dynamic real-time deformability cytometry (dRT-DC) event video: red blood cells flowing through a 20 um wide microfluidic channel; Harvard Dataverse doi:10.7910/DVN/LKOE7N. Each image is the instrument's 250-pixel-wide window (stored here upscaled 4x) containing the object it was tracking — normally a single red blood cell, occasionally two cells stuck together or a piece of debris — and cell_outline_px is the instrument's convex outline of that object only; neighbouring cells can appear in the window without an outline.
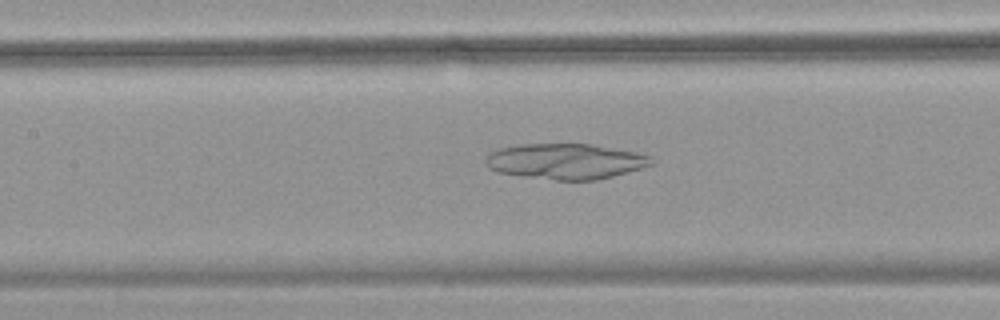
{"species": "common noctule bat (a hibernating species)", "species_latin": "Nyctalus noctula", "temperature_condition": "warm", "stored_images_in_passage": 36, "camera_frame_rate_fps": 3000, "um_per_image_px": 0.085, "animal": {"sex": "female", "body_mass_g": 18.4}, "frame": {"image": 1, "passage_image": 17, "time_ms": 5.333, "image_size_px": [1000, 320], "cell_outline_px": [[656, 164], [612, 176], [596, 180], [556, 180], [524, 176], [496, 172], [488, 168], [488, 152], [500, 148], [520, 144], [592, 144], [652, 156]], "centroid_in_image_um": [48.09, 13.71], "position_along_channel_um": 159.3, "area_um2": 34.16}}
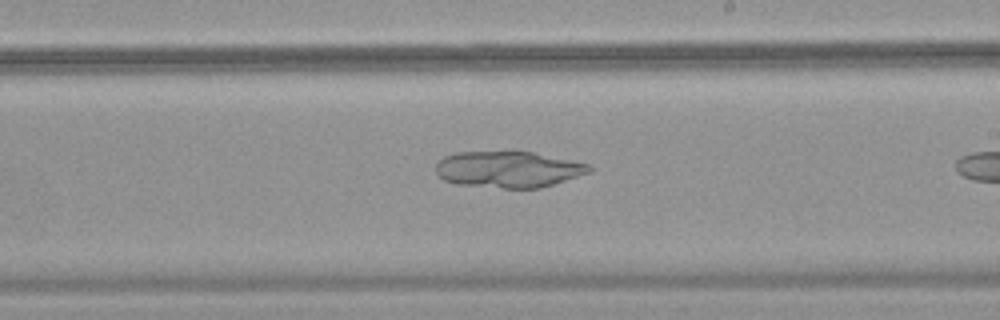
{"frame": {"image": 2, "passage_image": 24, "time_ms": 7.667, "image_size_px": [1000, 320], "cell_outline_px": [[592, 172], [540, 188], [504, 188], [456, 184], [444, 180], [436, 172], [436, 164], [444, 156], [456, 152], [532, 152], [592, 164]], "centroid_in_image_um": [43.24, 14.4], "position_along_channel_um": 245.8, "area_um2": 32.43}}
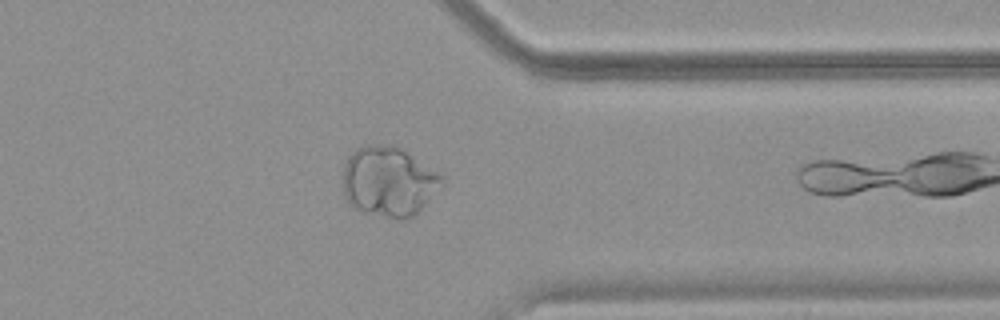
{"frame": {"image": 3, "passage_image": 35, "time_ms": 11.333, "image_size_px": [1000, 320], "cell_outline_px": [[444, 184], [412, 216], [404, 220], [400, 220], [368, 212], [356, 208], [348, 204], [344, 196], [344, 164], [348, 156], [356, 148], [364, 144], [392, 144], [400, 148], [440, 172], [444, 176]], "centroid_in_image_um": [33.04, 15.39], "position_along_channel_um": 378.4, "area_um2": 40.34}}